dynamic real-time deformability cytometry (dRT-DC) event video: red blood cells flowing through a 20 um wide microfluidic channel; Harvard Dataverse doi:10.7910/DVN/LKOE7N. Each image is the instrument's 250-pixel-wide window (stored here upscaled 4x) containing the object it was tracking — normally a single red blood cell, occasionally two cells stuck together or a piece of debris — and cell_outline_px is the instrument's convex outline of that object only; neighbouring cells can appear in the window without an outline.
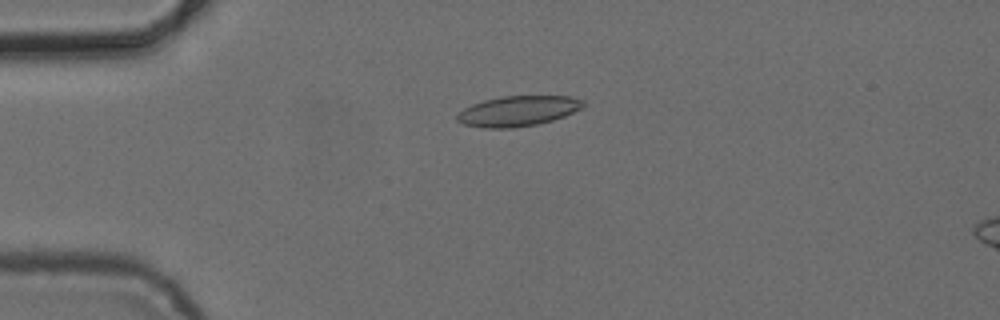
{"species": "common noctule bat (a hibernating species)", "species_latin": "Nyctalus noctula", "temperature_condition": "cold", "stored_images_in_passage": 6, "camera_frame_rate_fps": 3000, "um_per_image_px": 0.085, "animal": {"sex": "female", "body_mass_g": 24.6, "forearm_length_mm": 56.2}, "frame": {"image": 1, "passage_image": 4, "time_ms": 3.667, "image_size_px": [1000, 320], "cell_outline_px": [[584, 104], [580, 108], [564, 116], [552, 120], [536, 124], [512, 128], [484, 128], [464, 124], [456, 120], [456, 116], [464, 108], [472, 104], [484, 100], [500, 96], [568, 96], [584, 100]], "centroid_in_image_um": [43.99, 9.43], "position_along_channel_um": 41.0, "area_um2": 22.08}}